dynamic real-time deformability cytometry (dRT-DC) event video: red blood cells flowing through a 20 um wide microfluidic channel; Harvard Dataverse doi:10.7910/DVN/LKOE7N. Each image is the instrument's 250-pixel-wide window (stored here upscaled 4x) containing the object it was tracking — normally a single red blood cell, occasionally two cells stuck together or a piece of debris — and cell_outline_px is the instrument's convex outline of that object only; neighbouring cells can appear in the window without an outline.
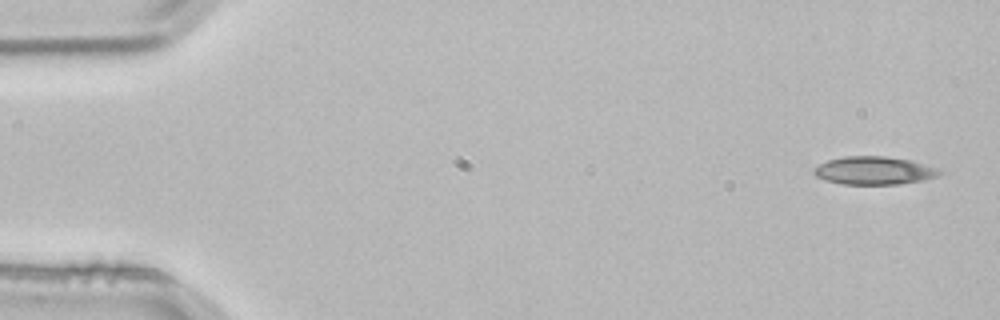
{"species": "common noctule bat (a hibernating species)", "species_latin": "Nyctalus noctula", "temperature_condition": "room temperature", "stored_images_in_passage": 3, "camera_frame_rate_fps": 3000, "um_per_image_px": 0.085, "animal": {"sex": "male", "body_mass_g": 21.5, "forearm_length_mm": 52.0}, "frame": {"image": 1, "passage_image": 1, "time_ms": 0.0, "image_size_px": [1000, 320], "cell_outline_px": [[944, 172], [940, 176], [924, 180], [900, 184], [840, 184], [824, 180], [816, 176], [812, 172], [812, 168], [828, 160], [844, 156], [884, 156], [912, 160], [936, 168]], "centroid_in_image_um": [74.3, 14.5], "position_along_channel_um": 10.7, "area_um2": 20.75}}
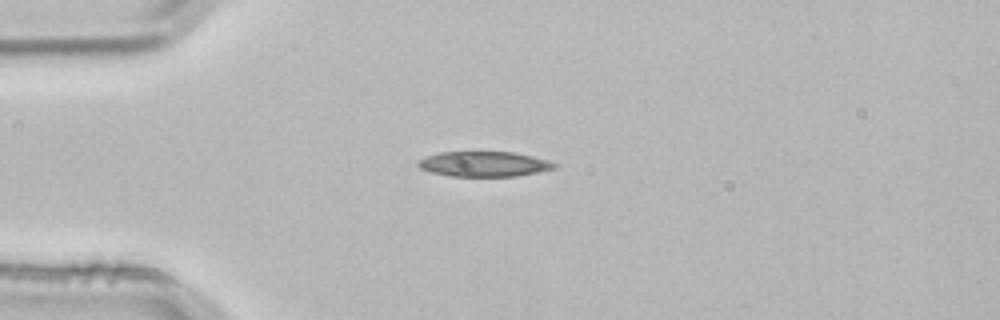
{"frame": {"image": 2, "passage_image": 3, "time_ms": 0.667, "image_size_px": [1000, 320], "cell_outline_px": [[560, 168], [516, 176], [452, 176], [432, 172], [420, 168], [416, 164], [420, 160], [428, 156], [440, 152], [512, 152], [532, 156], [548, 160], [560, 164]], "centroid_in_image_um": [41.23, 13.94], "position_along_channel_um": 43.8, "area_um2": 19.94}}